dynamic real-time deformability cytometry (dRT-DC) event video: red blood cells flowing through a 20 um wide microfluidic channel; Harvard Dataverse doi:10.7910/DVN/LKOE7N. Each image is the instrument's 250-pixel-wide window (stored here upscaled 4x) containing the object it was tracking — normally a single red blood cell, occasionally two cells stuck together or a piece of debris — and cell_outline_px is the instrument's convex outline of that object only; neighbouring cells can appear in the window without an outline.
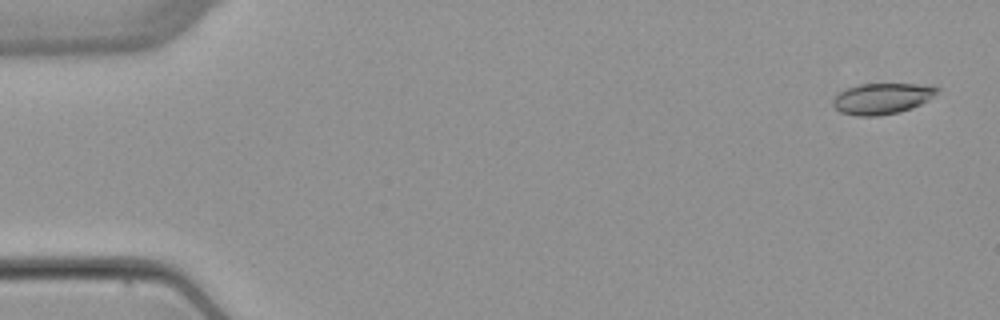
{"species": "common noctule bat (a hibernating species)", "species_latin": "Nyctalus noctula", "temperature_condition": "warm", "stored_images_in_passage": 5, "camera_frame_rate_fps": 3000, "um_per_image_px": 0.085, "animal": {"sex": "female", "body_mass_g": 22.7, "forearm_length_mm": 54.2}, "frame": {"image": 1, "passage_image": 1, "time_ms": 0.0, "image_size_px": [1000, 320], "cell_outline_px": [[940, 88], [928, 100], [912, 108], [900, 112], [876, 116], [856, 116], [840, 112], [832, 104], [832, 100], [836, 92], [844, 88], [860, 84], [932, 84]], "centroid_in_image_um": [74.93, 8.37], "position_along_channel_um": 10.1, "area_um2": 19.07}}
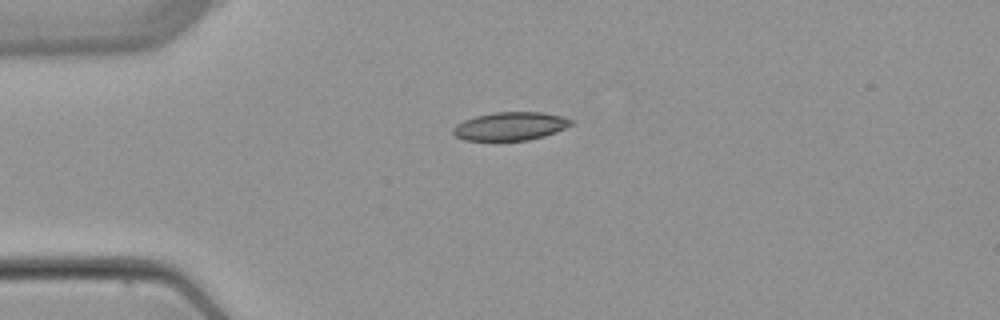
{"frame": {"image": 2, "passage_image": 4, "time_ms": 3.667, "image_size_px": [1000, 320], "cell_outline_px": [[572, 124], [556, 132], [544, 136], [528, 140], [464, 140], [456, 136], [452, 132], [452, 128], [456, 124], [464, 120], [476, 116], [492, 112], [540, 112], [560, 116], [572, 120]], "centroid_in_image_um": [43.34, 10.72], "position_along_channel_um": 41.7, "area_um2": 19.31}}